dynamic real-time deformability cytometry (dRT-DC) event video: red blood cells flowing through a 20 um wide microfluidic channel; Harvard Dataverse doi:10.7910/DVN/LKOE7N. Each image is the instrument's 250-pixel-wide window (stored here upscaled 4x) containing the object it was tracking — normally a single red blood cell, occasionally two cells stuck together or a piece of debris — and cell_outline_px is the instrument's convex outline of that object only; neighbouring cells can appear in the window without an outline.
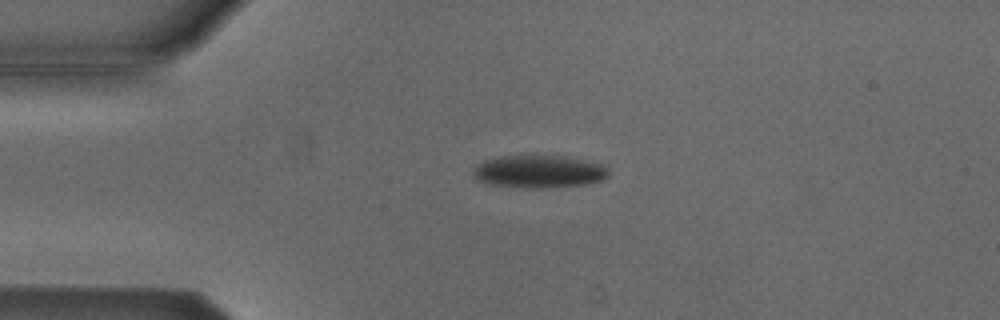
{"species": "Egyptian fruit bat (a non-hibernating species)", "species_latin": "Rousettus aegyptiacus", "temperature_condition": "cold", "stored_images_in_passage": 20, "camera_frame_rate_fps": 3000, "um_per_image_px": 0.085, "animal": {"sex": "male"}, "frame": {"image": 1, "passage_image": 1, "time_ms": 0.0, "image_size_px": [1000, 320], "cell_outline_px": [[608, 176], [604, 180], [584, 184], [540, 188], [524, 188], [488, 184], [476, 180], [472, 176], [472, 172], [476, 164], [484, 160], [500, 156], [560, 156], [604, 164], [608, 168]], "centroid_in_image_um": [45.76, 14.59], "position_along_channel_um": 39.2, "area_um2": 25.84}}
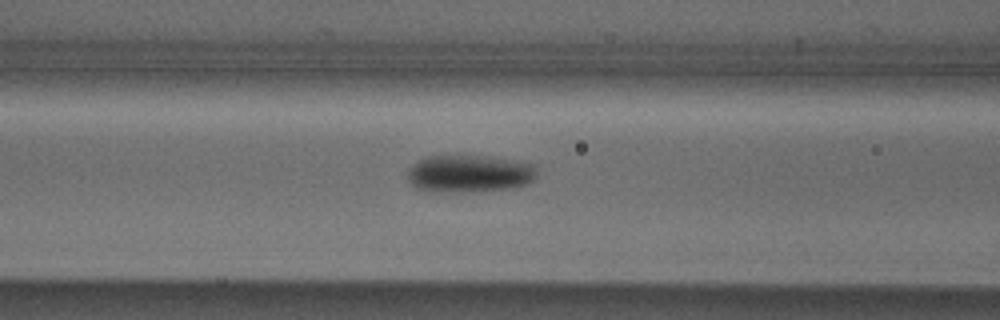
{"frame": {"image": 2, "passage_image": 10, "time_ms": 3.0, "image_size_px": [1000, 320], "cell_outline_px": [[536, 176], [528, 184], [512, 188], [452, 192], [428, 192], [416, 188], [408, 180], [408, 168], [416, 160], [428, 156], [492, 156], [516, 160], [536, 164]], "centroid_in_image_um": [39.88, 14.75], "position_along_channel_um": 126.7, "area_um2": 28.55}}
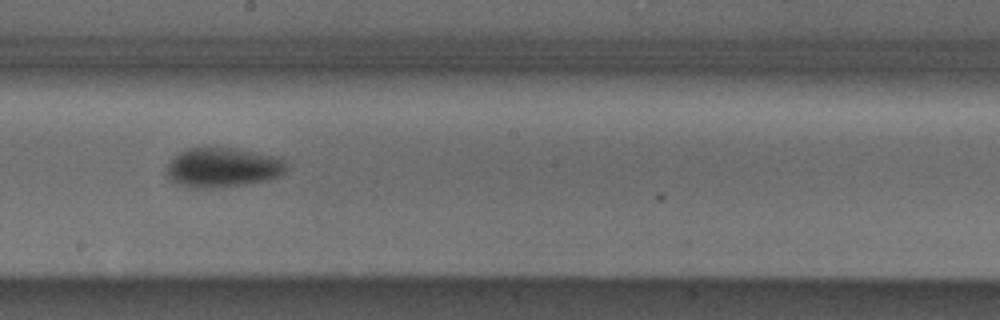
{"frame": {"image": 3, "passage_image": 18, "time_ms": 5.667, "image_size_px": [1000, 320], "cell_outline_px": [[292, 164], [280, 176], [268, 180], [220, 188], [188, 188], [176, 184], [164, 172], [164, 168], [168, 160], [180, 152], [188, 148], [204, 144], [236, 148], [284, 156]], "centroid_in_image_um": [18.97, 14.19], "position_along_channel_um": 229.2, "area_um2": 29.48}}